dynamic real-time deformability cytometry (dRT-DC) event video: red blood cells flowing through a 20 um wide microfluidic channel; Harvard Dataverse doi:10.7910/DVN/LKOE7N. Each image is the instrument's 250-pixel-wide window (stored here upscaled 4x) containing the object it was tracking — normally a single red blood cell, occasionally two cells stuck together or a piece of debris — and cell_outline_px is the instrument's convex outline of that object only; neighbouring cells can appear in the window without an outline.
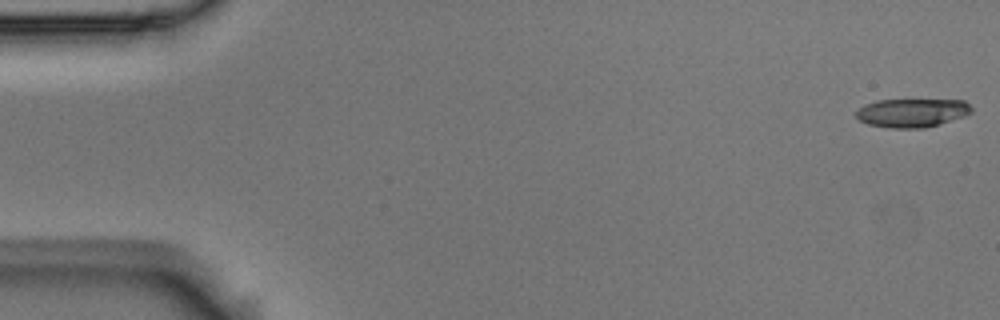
{"species": "Egyptian fruit bat (a non-hibernating species)", "species_latin": "Rousettus aegyptiacus", "temperature_condition": "room temperature", "stored_images_in_passage": 52, "camera_frame_rate_fps": 3000, "um_per_image_px": 0.085, "animal": {"sex": "male"}, "frame": {"image": 1, "passage_image": 1, "time_ms": 0.0, "image_size_px": [1000, 320], "cell_outline_px": [[972, 112], [964, 116], [924, 128], [892, 128], [868, 124], [860, 120], [856, 116], [856, 112], [864, 104], [876, 100], [964, 100], [972, 108]], "centroid_in_image_um": [77.51, 9.58], "position_along_channel_um": 7.5, "area_um2": 19.07}}
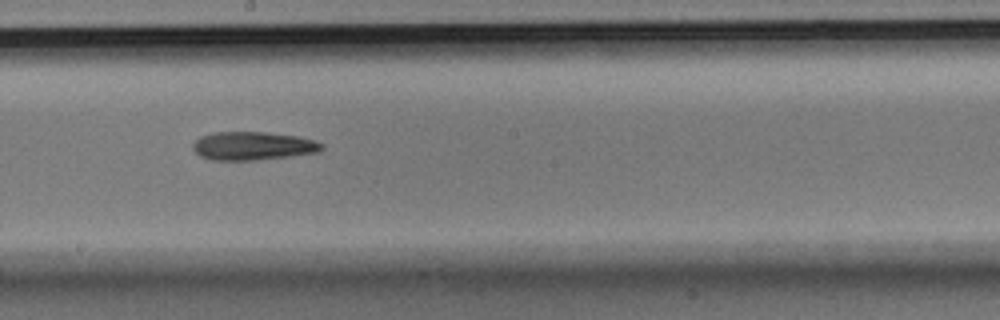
{"frame": {"image": 2, "passage_image": 30, "time_ms": 9.667, "image_size_px": [1000, 320], "cell_outline_px": [[324, 148], [320, 152], [292, 156], [256, 160], [212, 160], [200, 156], [192, 148], [192, 144], [200, 136], [212, 132], [264, 132], [296, 136], [316, 140], [324, 144]], "centroid_in_image_um": [21.52, 12.4], "position_along_channel_um": 226.7, "area_um2": 21.5}}
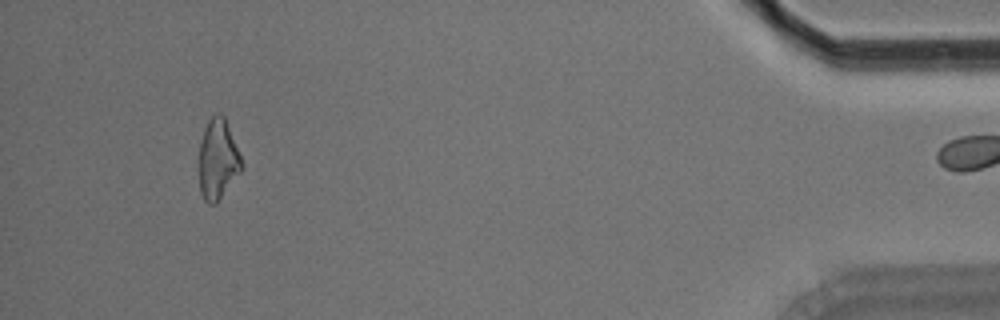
{"frame": {"image": 3, "passage_image": 51, "time_ms": 16.667, "image_size_px": [1000, 320], "cell_outline_px": [[244, 168], [216, 204], [208, 204], [204, 200], [200, 192], [200, 144], [204, 128], [208, 120], [216, 112], [220, 112], [224, 116], [244, 164]], "centroid_in_image_um": [18.54, 13.55], "position_along_channel_um": 416.7, "area_um2": 19.94}}